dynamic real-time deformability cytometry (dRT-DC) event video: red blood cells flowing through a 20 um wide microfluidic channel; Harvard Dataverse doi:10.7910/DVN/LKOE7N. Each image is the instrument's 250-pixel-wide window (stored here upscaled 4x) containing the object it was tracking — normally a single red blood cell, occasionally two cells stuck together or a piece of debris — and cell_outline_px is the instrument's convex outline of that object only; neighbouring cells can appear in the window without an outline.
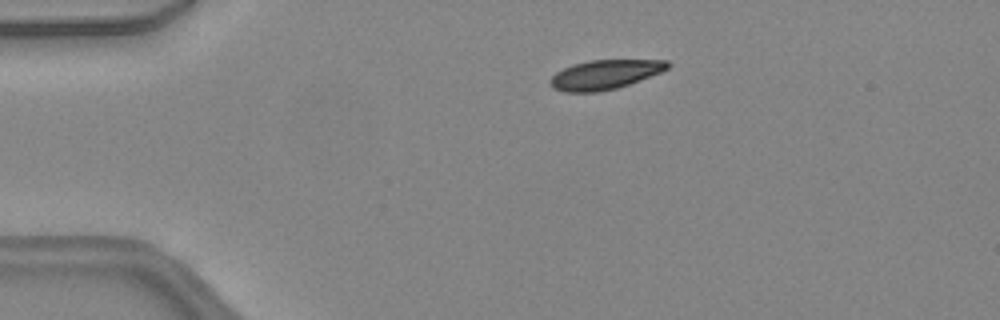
{"species": "common noctule bat (a hibernating species)", "species_latin": "Nyctalus noctula", "temperature_condition": "warm", "stored_images_in_passage": 43, "camera_frame_rate_fps": 3000, "um_per_image_px": 0.085, "animal": {"sex": "female", "body_mass_g": 24.6, "forearm_length_mm": 56.2}, "frame": {"image": 1, "passage_image": 6, "time_ms": 1.667, "image_size_px": [1000, 320], "cell_outline_px": [[672, 64], [668, 68], [660, 72], [628, 84], [616, 88], [600, 92], [564, 92], [552, 88], [548, 84], [548, 80], [556, 72], [572, 64], [588, 60], [668, 60]], "centroid_in_image_um": [51.36, 6.34], "position_along_channel_um": 33.6, "area_um2": 20.17}}
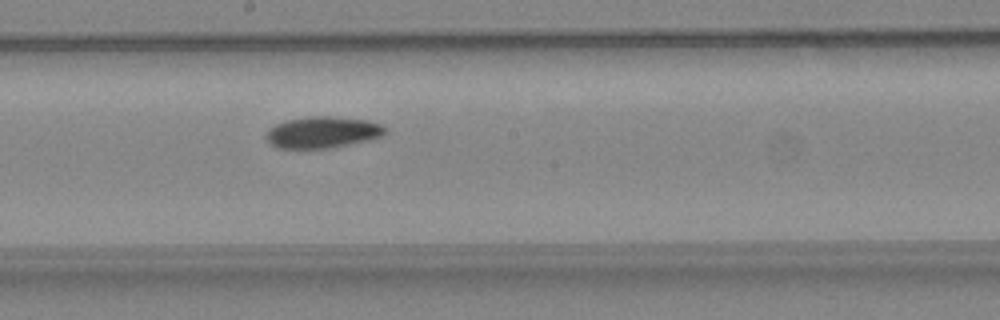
{"frame": {"image": 2, "passage_image": 22, "time_ms": 7.0, "image_size_px": [1000, 320], "cell_outline_px": [[384, 132], [380, 136], [372, 140], [328, 148], [276, 148], [268, 140], [268, 128], [276, 124], [288, 120], [308, 116], [332, 116], [368, 120], [380, 124], [384, 128]], "centroid_in_image_um": [27.43, 11.24], "position_along_channel_um": 220.8, "area_um2": 21.62}}
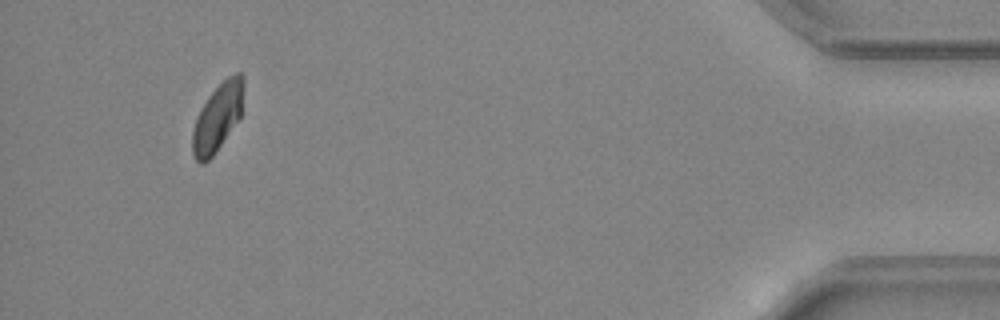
{"frame": {"image": 3, "passage_image": 40, "time_ms": 13.0, "image_size_px": [1000, 320], "cell_outline_px": [[244, 88], [240, 120], [212, 156], [204, 164], [200, 164], [192, 156], [192, 132], [196, 116], [200, 108], [208, 96], [228, 76], [236, 72], [240, 72], [244, 76]], "centroid_in_image_um": [18.5, 9.98], "position_along_channel_um": 416.7, "area_um2": 20.52}, "authors_computed_cell_mechanics": {"area_um2": 21.2704, "velocity_mm_per_s": 4.4381, "shape_relaxation_time_tau1_ms": 3.3062, "shape_relaxation_time_tau2_ms": null, "deformation_change_tau1": 0.0996, "deformation_change_tau2": null}}